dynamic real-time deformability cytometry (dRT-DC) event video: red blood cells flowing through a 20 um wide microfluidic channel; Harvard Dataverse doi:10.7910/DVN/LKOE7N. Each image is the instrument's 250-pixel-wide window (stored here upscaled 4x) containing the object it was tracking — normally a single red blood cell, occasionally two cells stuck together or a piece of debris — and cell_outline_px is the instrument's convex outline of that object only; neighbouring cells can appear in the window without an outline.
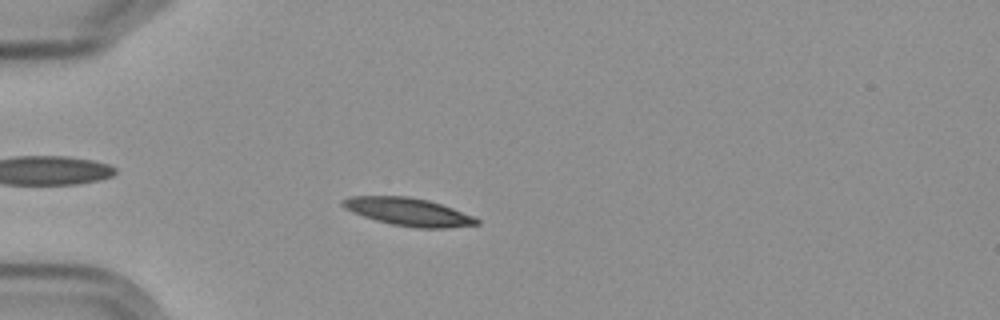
{"species": "Egyptian fruit bat (a non-hibernating species)", "species_latin": "Rousettus aegyptiacus", "temperature_condition": "cold", "stored_images_in_passage": 3, "camera_frame_rate_fps": 3000, "um_per_image_px": 0.085, "frame": {"image": 1, "passage_image": 3, "time_ms": 2.333, "image_size_px": [1000, 320], "cell_outline_px": [[480, 224], [444, 228], [416, 228], [392, 224], [376, 220], [352, 212], [344, 208], [340, 204], [340, 200], [352, 196], [408, 196], [428, 200], [452, 208], [472, 216], [480, 220]], "centroid_in_image_um": [34.68, 18.0], "position_along_channel_um": 50.3, "area_um2": 21.62}}